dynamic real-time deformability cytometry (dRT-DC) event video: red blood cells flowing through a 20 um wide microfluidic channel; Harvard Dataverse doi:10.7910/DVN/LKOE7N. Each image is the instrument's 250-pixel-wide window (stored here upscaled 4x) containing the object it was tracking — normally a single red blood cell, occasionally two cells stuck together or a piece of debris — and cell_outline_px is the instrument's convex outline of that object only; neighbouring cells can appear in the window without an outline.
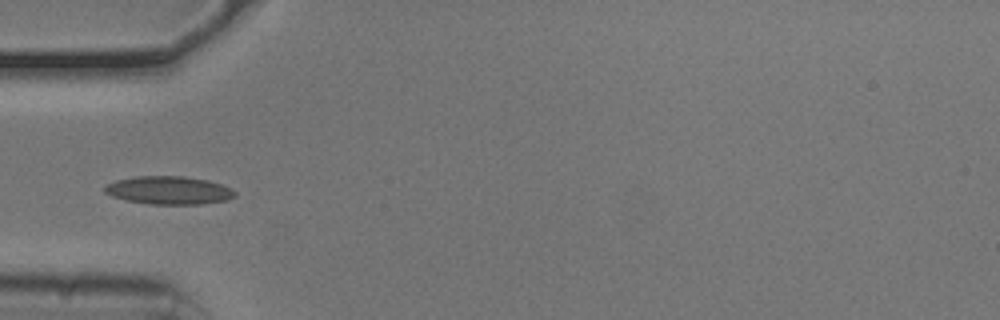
{"species": "common noctule bat (a hibernating species)", "species_latin": "Nyctalus noctula", "temperature_condition": "cold", "stored_images_in_passage": 6, "camera_frame_rate_fps": 3000, "um_per_image_px": 0.085, "animal": {"sex": "male", "body_mass_g": 20.5, "forearm_length_mm": 52.5}, "frame": {"image": 1, "passage_image": 1, "time_ms": 0.0, "image_size_px": [1000, 320], "cell_outline_px": [[236, 196], [228, 200], [200, 204], [148, 204], [128, 200], [112, 196], [104, 192], [104, 188], [108, 184], [116, 180], [136, 176], [184, 176], [208, 180], [232, 188], [236, 192]], "centroid_in_image_um": [14.39, 16.17], "position_along_channel_um": 70.6, "area_um2": 21.33}}
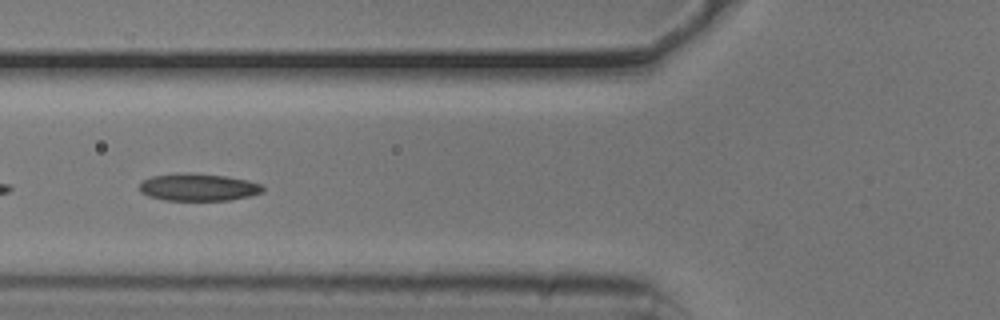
{"frame": {"image": 2, "passage_image": 4, "time_ms": 1.0, "image_size_px": [1000, 320], "cell_outline_px": [[264, 192], [252, 196], [228, 200], [164, 200], [148, 196], [140, 192], [140, 184], [144, 180], [152, 176], [224, 176], [248, 180], [260, 184], [264, 188]], "centroid_in_image_um": [16.93, 15.98], "position_along_channel_um": 108.9, "area_um2": 18.61}}